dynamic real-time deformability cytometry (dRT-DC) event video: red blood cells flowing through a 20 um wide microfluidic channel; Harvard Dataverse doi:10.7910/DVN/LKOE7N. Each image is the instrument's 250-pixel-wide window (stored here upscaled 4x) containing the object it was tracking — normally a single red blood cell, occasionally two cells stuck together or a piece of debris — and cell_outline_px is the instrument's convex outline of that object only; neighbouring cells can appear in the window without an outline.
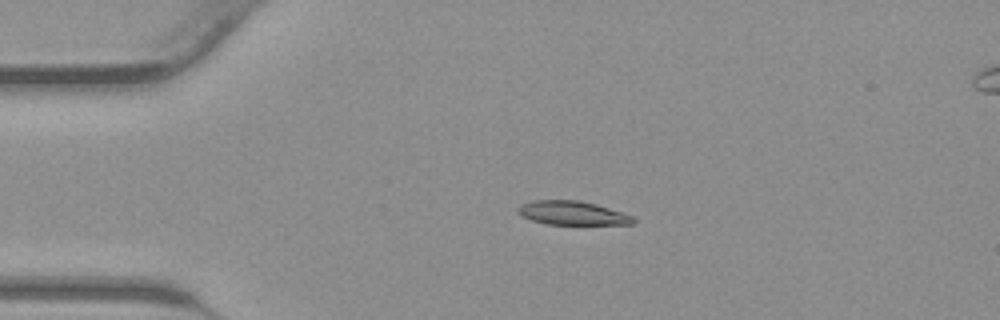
{"species": "common noctule bat (a hibernating species)", "species_latin": "Nyctalus noctula", "temperature_condition": "warm", "stored_images_in_passage": 34, "camera_frame_rate_fps": 3000, "um_per_image_px": 0.085, "animal": {"sex": "male", "body_mass_g": 23.1, "forearm_length_mm": 52.7}, "frame": {"image": 1, "passage_image": 1, "time_ms": 0.0, "image_size_px": [1000, 320], "cell_outline_px": [[636, 220], [632, 224], [548, 224], [532, 220], [520, 216], [516, 212], [516, 208], [520, 204], [532, 200], [576, 200], [596, 204], [632, 216]], "centroid_in_image_um": [48.56, 18.1], "position_along_channel_um": 36.4, "area_um2": 15.95}}
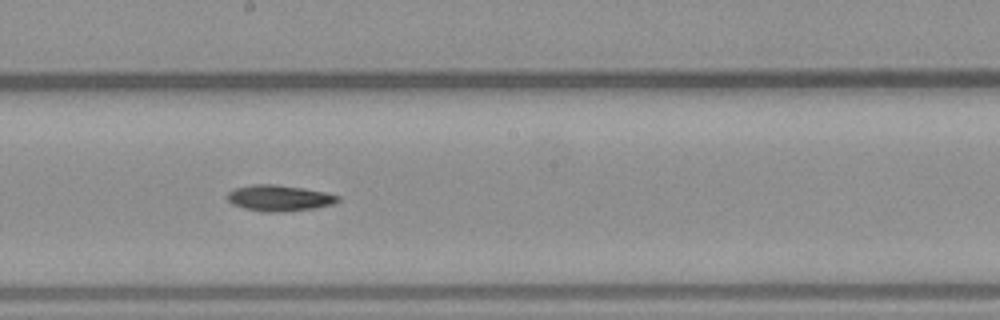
{"frame": {"image": 2, "passage_image": 15, "time_ms": 4.667, "image_size_px": [1000, 320], "cell_outline_px": [[340, 200], [332, 204], [316, 208], [280, 212], [264, 212], [244, 208], [232, 204], [228, 200], [228, 192], [236, 188], [252, 184], [276, 184], [304, 188], [324, 192], [340, 196]], "centroid_in_image_um": [23.74, 16.83], "position_along_channel_um": 224.5, "area_um2": 16.76}}
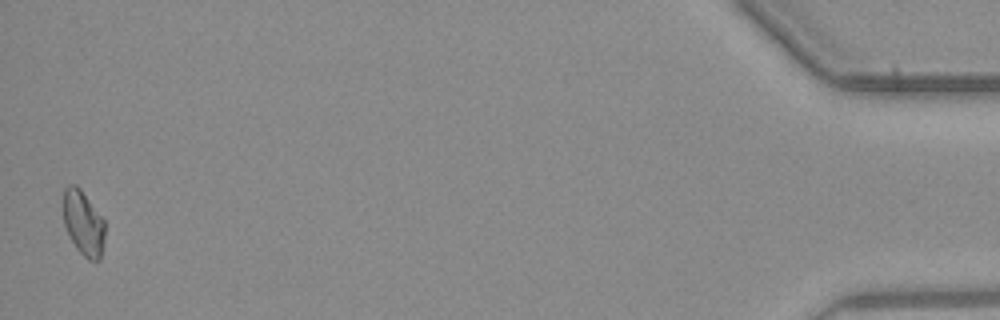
{"frame": {"image": 3, "passage_image": 34, "time_ms": 11.0, "image_size_px": [1000, 320], "cell_outline_px": [[104, 240], [100, 260], [96, 264], [88, 260], [76, 248], [64, 224], [60, 204], [64, 188], [68, 184], [76, 184], [80, 188], [104, 220]], "centroid_in_image_um": [7.04, 18.94], "position_along_channel_um": 428.2, "area_um2": 16.18}}